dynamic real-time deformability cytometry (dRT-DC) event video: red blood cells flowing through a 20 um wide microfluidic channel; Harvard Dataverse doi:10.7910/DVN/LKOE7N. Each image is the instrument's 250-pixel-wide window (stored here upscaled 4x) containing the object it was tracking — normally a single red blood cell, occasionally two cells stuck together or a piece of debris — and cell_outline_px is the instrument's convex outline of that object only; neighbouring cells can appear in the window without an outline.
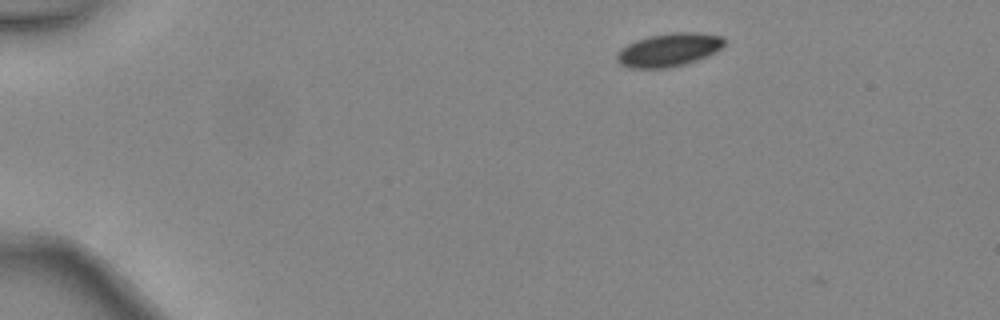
{"species": "common noctule bat (a hibernating species)", "species_latin": "Nyctalus noctula", "temperature_condition": "warm", "stored_images_in_passage": 3, "camera_frame_rate_fps": 3000, "um_per_image_px": 0.085, "animal": {"sex": "female", "body_mass_g": 24.6, "forearm_length_mm": 56.2}, "frame": {"image": 1, "passage_image": 1, "time_ms": 0.0, "image_size_px": [1000, 320], "cell_outline_px": [[724, 44], [716, 52], [708, 56], [684, 64], [668, 68], [628, 68], [620, 64], [616, 60], [616, 52], [628, 44], [636, 40], [648, 36], [672, 32], [696, 32], [724, 36]], "centroid_in_image_um": [56.84, 4.23], "position_along_channel_um": 28.2, "area_um2": 20.98}}